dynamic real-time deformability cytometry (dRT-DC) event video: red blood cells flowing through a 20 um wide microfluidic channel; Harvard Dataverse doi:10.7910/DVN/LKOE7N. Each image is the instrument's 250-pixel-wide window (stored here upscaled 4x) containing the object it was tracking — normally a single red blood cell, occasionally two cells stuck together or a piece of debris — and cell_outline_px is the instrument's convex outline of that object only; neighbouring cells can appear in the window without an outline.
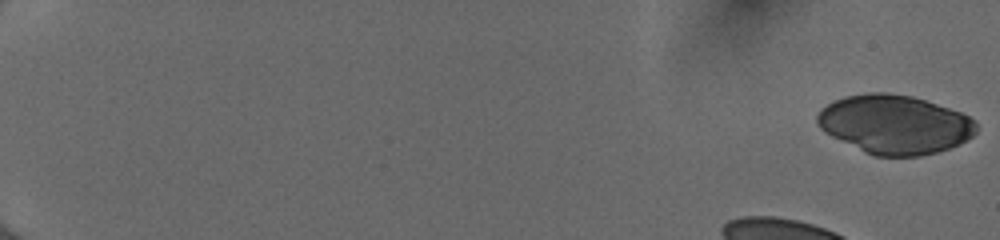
{"species": "human", "species_latin": "Homo sapiens", "temperature_condition": "cold", "stored_images_in_passage": 44, "camera_frame_rate_fps": 3000, "um_per_image_px": 0.085, "donor": {"sex": "female"}, "frame": {"image": 1, "passage_image": 1, "time_ms": 0.0, "image_size_px": [1000, 240], "cell_outline_px": [[976, 132], [972, 136], [948, 148], [936, 152], [920, 156], [876, 156], [864, 152], [824, 132], [820, 128], [816, 120], [816, 116], [820, 108], [844, 96], [868, 92], [884, 92], [912, 96], [960, 112], [976, 120]], "centroid_in_image_um": [76.01, 10.56], "position_along_channel_um": 9.0, "area_um2": 54.27}}
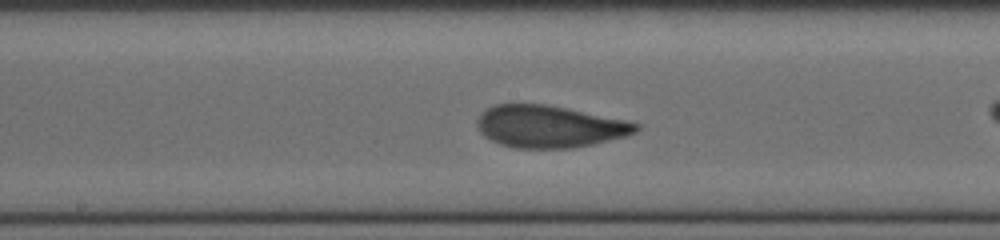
{"frame": {"image": 2, "passage_image": 28, "time_ms": 9.0, "image_size_px": [1000, 240], "cell_outline_px": [[640, 128], [636, 132], [624, 136], [592, 144], [572, 148], [516, 148], [500, 144], [484, 136], [480, 132], [476, 124], [476, 120], [488, 108], [496, 104], [544, 104], [624, 120], [640, 124]], "centroid_in_image_um": [46.67, 10.76], "position_along_channel_um": 201.5, "area_um2": 38.44}}
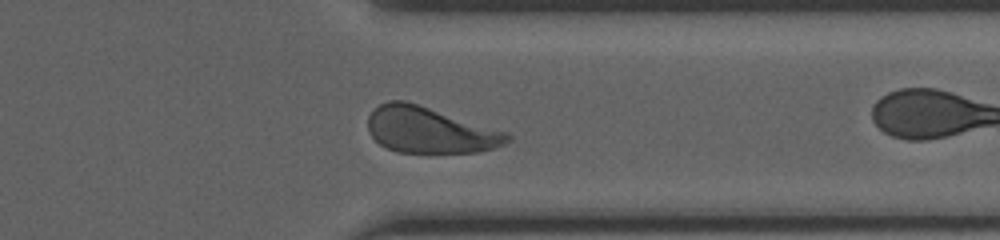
{"frame": {"image": 3, "passage_image": 41, "time_ms": 13.333, "image_size_px": [1000, 240], "cell_outline_px": [[512, 140], [504, 144], [492, 148], [476, 152], [396, 152], [380, 144], [368, 132], [368, 116], [380, 104], [388, 100], [404, 100], [508, 132], [512, 136]], "centroid_in_image_um": [36.53, 11.06], "position_along_channel_um": 374.9, "area_um2": 37.11}}